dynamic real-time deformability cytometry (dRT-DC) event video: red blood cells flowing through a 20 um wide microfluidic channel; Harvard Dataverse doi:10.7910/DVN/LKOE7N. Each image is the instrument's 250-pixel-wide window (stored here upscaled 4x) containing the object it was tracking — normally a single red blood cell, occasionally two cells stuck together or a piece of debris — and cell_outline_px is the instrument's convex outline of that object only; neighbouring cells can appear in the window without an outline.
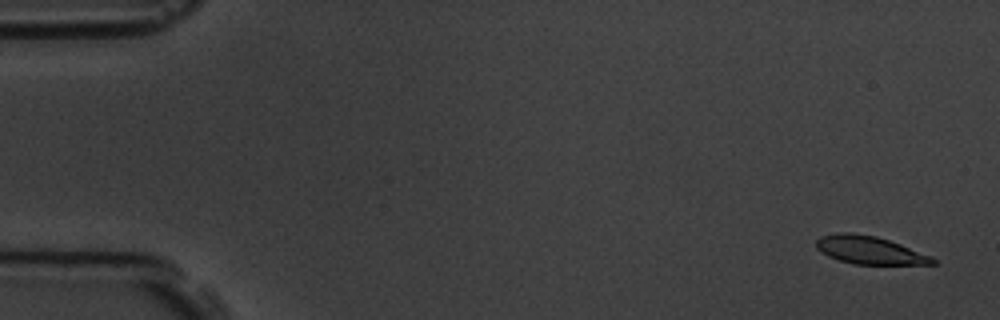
{"species": "common noctule bat (a hibernating species)", "species_latin": "Nyctalus noctula", "temperature_condition": "room temperature", "stored_images_in_passage": 5, "camera_frame_rate_fps": 3000, "um_per_image_px": 0.085, "animal": {"sex": "male", "body_mass_g": 19.5, "forearm_length_mm": 54.6}, "frame": {"image": 1, "passage_image": 1, "time_ms": 0.0, "image_size_px": [1000, 320], "cell_outline_px": [[936, 264], [852, 264], [828, 256], [820, 252], [816, 248], [816, 240], [820, 236], [836, 232], [852, 232], [876, 236], [900, 244], [932, 256], [936, 260]], "centroid_in_image_um": [73.88, 21.25], "position_along_channel_um": 11.1, "area_um2": 19.02}}
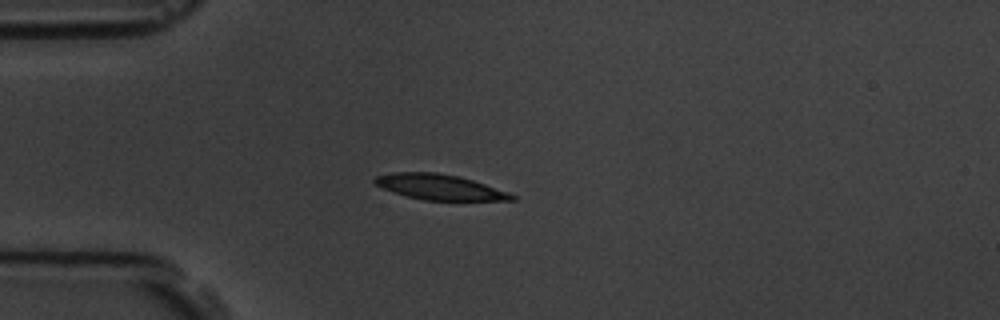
{"frame": {"image": 2, "passage_image": 5, "time_ms": 4.333, "image_size_px": [1000, 320], "cell_outline_px": [[516, 200], [424, 200], [408, 196], [372, 184], [372, 180], [376, 176], [392, 172], [436, 172], [456, 176], [472, 180], [508, 192], [516, 196]], "centroid_in_image_um": [37.33, 15.89], "position_along_channel_um": 47.7, "area_um2": 20.0}}